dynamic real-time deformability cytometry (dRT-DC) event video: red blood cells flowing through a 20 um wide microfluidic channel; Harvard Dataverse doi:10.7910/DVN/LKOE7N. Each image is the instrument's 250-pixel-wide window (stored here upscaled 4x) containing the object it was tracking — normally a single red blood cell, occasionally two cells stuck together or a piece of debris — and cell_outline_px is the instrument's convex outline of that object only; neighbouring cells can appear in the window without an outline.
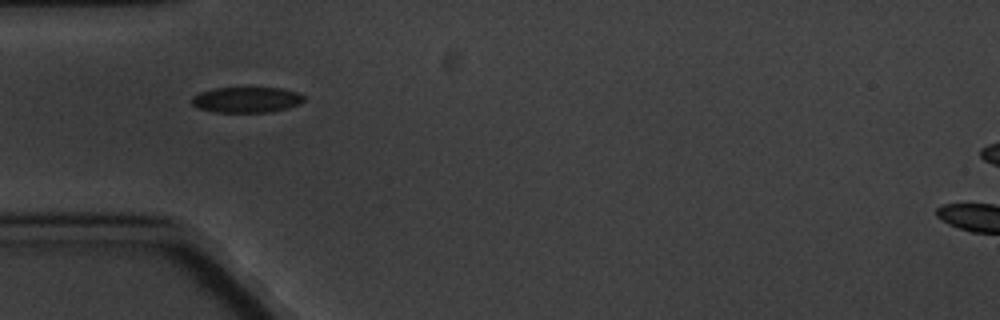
{"species": "common noctule bat (a hibernating species)", "species_latin": "Nyctalus noctula", "temperature_condition": "cold", "stored_images_in_passage": 2, "camera_frame_rate_fps": 3000, "um_per_image_px": 0.085, "animal": {"sex": "male", "body_mass_g": 20.1, "forearm_length_mm": 53.5}, "frame": {"image": 1, "passage_image": 1, "time_ms": 0.0, "image_size_px": [1000, 320], "cell_outline_px": [[304, 100], [300, 104], [288, 108], [272, 112], [212, 112], [196, 108], [192, 104], [192, 96], [200, 92], [216, 88], [280, 88], [296, 92], [304, 96]], "centroid_in_image_um": [20.94, 8.49], "position_along_channel_um": 64.1, "area_um2": 16.82}}